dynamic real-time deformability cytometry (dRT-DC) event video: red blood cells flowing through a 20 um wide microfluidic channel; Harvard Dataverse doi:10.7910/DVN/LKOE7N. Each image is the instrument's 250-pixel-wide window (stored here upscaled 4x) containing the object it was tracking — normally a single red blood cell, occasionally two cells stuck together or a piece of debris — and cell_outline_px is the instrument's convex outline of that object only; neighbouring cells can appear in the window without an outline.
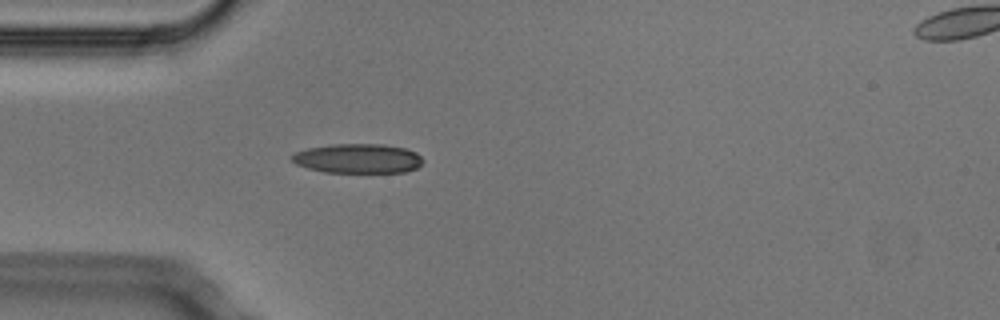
{"species": "Egyptian fruit bat (a non-hibernating species)", "species_latin": "Rousettus aegyptiacus", "temperature_condition": "cold", "stored_images_in_passage": 4, "segment_of_instrument_passage": [1, 2], "camera_frame_rate_fps": 3000, "um_per_image_px": 0.085, "animal": {"sex": "male"}, "frame": {"image": 1, "passage_image": 3, "time_ms": 0.667, "image_size_px": [1000, 320], "cell_outline_px": [[424, 160], [416, 168], [404, 172], [324, 172], [308, 168], [296, 164], [292, 160], [292, 156], [296, 152], [308, 148], [332, 144], [380, 144], [404, 148], [416, 152]], "centroid_in_image_um": [30.43, 13.47], "position_along_channel_um": 54.6, "area_um2": 22.31}}